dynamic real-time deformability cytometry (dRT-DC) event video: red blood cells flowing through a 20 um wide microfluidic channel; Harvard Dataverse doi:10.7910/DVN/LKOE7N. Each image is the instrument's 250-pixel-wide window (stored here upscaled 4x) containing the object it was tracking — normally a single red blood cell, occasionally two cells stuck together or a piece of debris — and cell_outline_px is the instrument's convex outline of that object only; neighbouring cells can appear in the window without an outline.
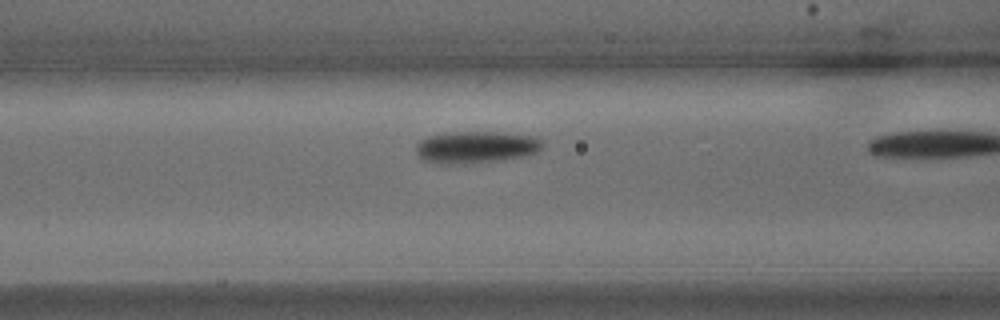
{"species": "common noctule bat (a hibernating species)", "species_latin": "Nyctalus noctula", "temperature_condition": "warm", "stored_images_in_passage": 11, "camera_frame_rate_fps": 3000, "um_per_image_px": 0.085, "animal": {"sex": "male", "body_mass_g": 15.6}, "frame": {"image": 1, "passage_image": 10, "time_ms": 3.0, "image_size_px": [1000, 320], "cell_outline_px": [[544, 144], [536, 152], [528, 156], [500, 160], [464, 164], [440, 164], [420, 160], [416, 152], [416, 144], [420, 140], [428, 136], [448, 132], [504, 132], [536, 136]], "centroid_in_image_um": [40.44, 12.51], "position_along_channel_um": 126.2, "area_um2": 23.99}}